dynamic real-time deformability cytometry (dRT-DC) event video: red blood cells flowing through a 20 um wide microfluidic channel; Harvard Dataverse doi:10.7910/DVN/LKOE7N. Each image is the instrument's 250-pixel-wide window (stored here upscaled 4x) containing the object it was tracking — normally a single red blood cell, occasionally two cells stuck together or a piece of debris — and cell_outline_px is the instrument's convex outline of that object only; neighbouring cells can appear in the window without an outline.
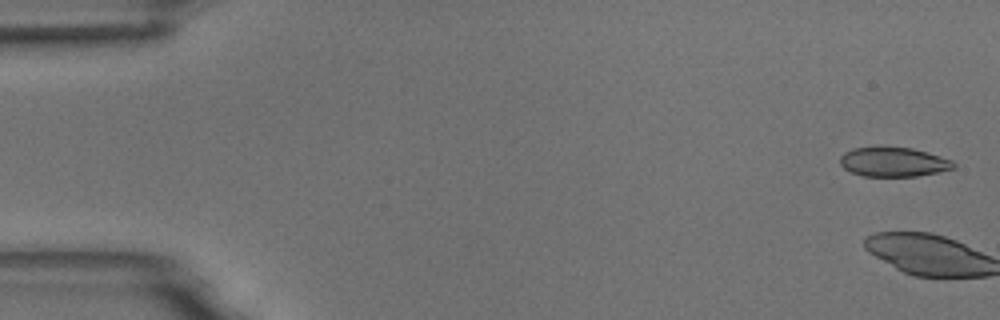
{"species": "common noctule bat (a hibernating species)", "species_latin": "Nyctalus noctula", "temperature_condition": "room temperature", "stored_images_in_passage": 5, "camera_frame_rate_fps": 3000, "um_per_image_px": 0.085, "animal": {"sex": "male", "body_mass_g": 18.8}, "frame": {"image": 1, "passage_image": 1, "time_ms": 0.0, "image_size_px": [1000, 320], "cell_outline_px": [[956, 168], [916, 176], [864, 176], [852, 172], [844, 168], [840, 164], [840, 156], [844, 152], [852, 148], [912, 148], [928, 152], [952, 160], [956, 164]], "centroid_in_image_um": [75.96, 13.77], "position_along_channel_um": 9.0, "area_um2": 19.19}}